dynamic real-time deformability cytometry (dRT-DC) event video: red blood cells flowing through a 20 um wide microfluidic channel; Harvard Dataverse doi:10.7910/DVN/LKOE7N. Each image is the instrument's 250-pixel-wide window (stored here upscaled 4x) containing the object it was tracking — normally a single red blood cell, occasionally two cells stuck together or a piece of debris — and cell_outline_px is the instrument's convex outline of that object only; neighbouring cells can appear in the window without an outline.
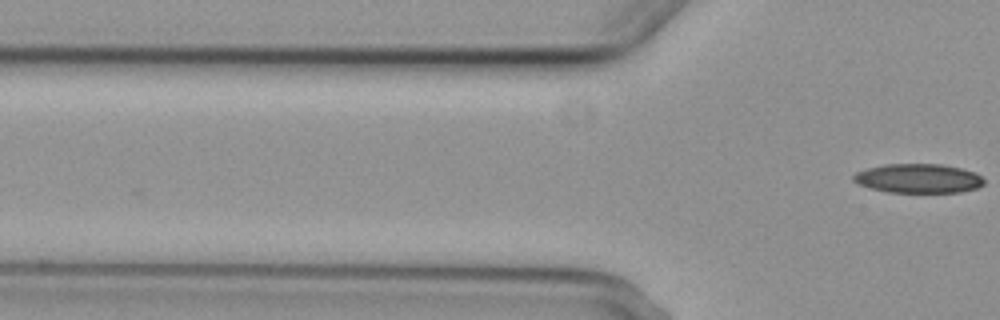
{"species": "common noctule bat (a hibernating species)", "species_latin": "Nyctalus noctula", "temperature_condition": "cold", "stored_images_in_passage": 2, "camera_frame_rate_fps": 3000, "um_per_image_px": 0.085, "animal": {"sex": "female", "body_mass_g": 29.2, "forearm_length_mm": 56.3}, "frame": {"image": 1, "passage_image": 2, "time_ms": 1.0, "image_size_px": [1000, 320], "cell_outline_px": [[984, 184], [976, 188], [960, 192], [888, 192], [856, 184], [852, 180], [852, 176], [856, 172], [868, 168], [884, 164], [940, 164], [960, 168], [972, 172], [980, 176], [984, 180]], "centroid_in_image_um": [78.01, 15.16], "position_along_channel_um": 47.8, "area_um2": 22.08}}